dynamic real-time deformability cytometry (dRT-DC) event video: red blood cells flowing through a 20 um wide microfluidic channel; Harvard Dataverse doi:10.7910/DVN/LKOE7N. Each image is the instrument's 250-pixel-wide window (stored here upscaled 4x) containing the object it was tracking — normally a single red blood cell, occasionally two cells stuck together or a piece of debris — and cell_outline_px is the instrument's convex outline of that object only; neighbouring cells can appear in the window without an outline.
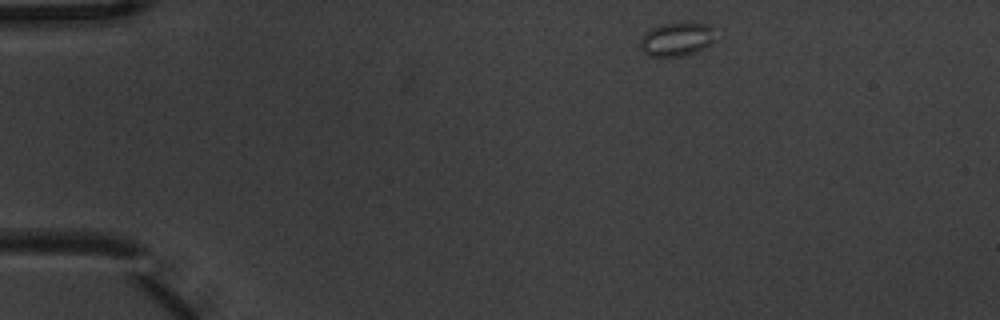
{"species": "common noctule bat (a hibernating species)", "species_latin": "Nyctalus noctula", "temperature_condition": "warm", "stored_images_in_passage": 3, "camera_frame_rate_fps": 3000, "um_per_image_px": 0.085, "animal": {"sex": "male", "body_mass_g": 20.1, "forearm_length_mm": 53.5}, "frame": {"image": 1, "passage_image": 1, "time_ms": 0.0, "image_size_px": [1000, 320], "cell_outline_px": [[712, 40], [704, 48], [696, 52], [684, 56], [648, 56], [640, 48], [640, 36], [644, 32], [660, 24], [708, 24]], "centroid_in_image_um": [57.39, 3.37], "position_along_channel_um": 27.6, "area_um2": 14.22}}